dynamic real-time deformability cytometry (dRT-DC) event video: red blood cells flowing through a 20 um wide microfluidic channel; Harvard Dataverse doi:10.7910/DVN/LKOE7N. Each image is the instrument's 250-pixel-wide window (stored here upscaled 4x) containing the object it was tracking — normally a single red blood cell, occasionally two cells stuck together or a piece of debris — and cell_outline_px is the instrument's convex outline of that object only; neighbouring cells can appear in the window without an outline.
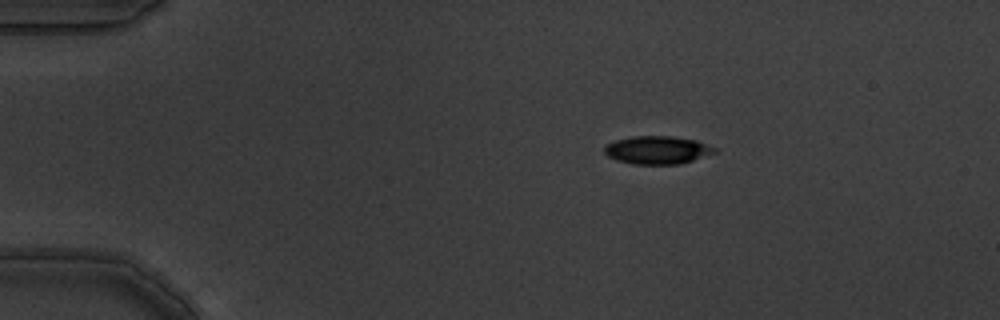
{"species": "common noctule bat (a hibernating species)", "species_latin": "Nyctalus noctula", "temperature_condition": "warm", "stored_images_in_passage": 3, "camera_frame_rate_fps": 3000, "um_per_image_px": 0.085, "animal": {"sex": "male", "body_mass_g": 19.5, "forearm_length_mm": 54.6}, "frame": {"image": 1, "passage_image": 1, "time_ms": 0.0, "image_size_px": [1000, 320], "cell_outline_px": [[716, 152], [680, 164], [632, 164], [616, 160], [608, 156], [604, 152], [604, 148], [608, 144], [616, 140], [632, 136], [672, 136], [696, 140], [716, 148]], "centroid_in_image_um": [55.86, 12.75], "position_along_channel_um": 29.1, "area_um2": 17.86}}